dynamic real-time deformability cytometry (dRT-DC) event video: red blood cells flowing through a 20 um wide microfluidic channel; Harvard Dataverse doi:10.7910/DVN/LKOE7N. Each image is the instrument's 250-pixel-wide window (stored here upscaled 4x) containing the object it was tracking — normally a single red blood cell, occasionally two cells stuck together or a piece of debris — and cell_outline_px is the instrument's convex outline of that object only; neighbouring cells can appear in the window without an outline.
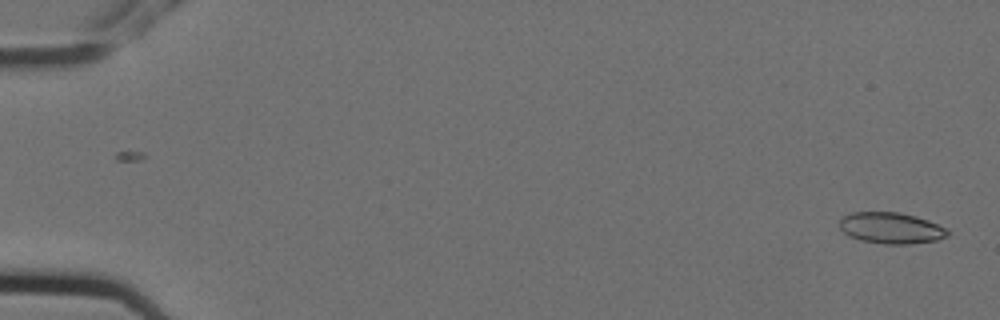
{"species": "Egyptian fruit bat (a non-hibernating species)", "species_latin": "Rousettus aegyptiacus", "temperature_condition": "cold", "stored_images_in_passage": 2, "camera_frame_rate_fps": 3000, "um_per_image_px": 0.085, "animal": {"sex": "female"}, "frame": {"image": 1, "passage_image": 2, "time_ms": 0.333, "image_size_px": [1000, 320], "cell_outline_px": [[948, 236], [936, 240], [908, 244], [884, 244], [860, 240], [848, 236], [840, 228], [840, 220], [844, 216], [852, 212], [896, 212], [916, 216], [928, 220], [948, 228]], "centroid_in_image_um": [75.75, 19.38], "position_along_channel_um": 9.3, "area_um2": 19.65}}